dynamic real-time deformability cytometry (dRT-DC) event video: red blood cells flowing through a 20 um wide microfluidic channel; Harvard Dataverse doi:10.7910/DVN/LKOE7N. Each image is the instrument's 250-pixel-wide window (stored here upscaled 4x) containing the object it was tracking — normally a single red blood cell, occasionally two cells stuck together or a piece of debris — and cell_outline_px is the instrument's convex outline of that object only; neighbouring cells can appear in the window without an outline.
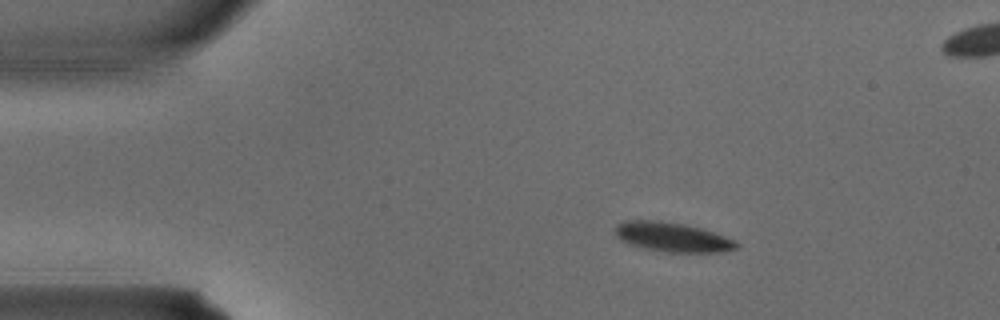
{"species": "common noctule bat (a hibernating species)", "species_latin": "Nyctalus noctula", "temperature_condition": "warm", "stored_images_in_passage": 3, "camera_frame_rate_fps": 3000, "um_per_image_px": 0.085, "animal": {"sex": "male", "body_mass_g": 15.6}, "frame": {"image": 1, "passage_image": 1, "time_ms": 0.0, "image_size_px": [1000, 320], "cell_outline_px": [[740, 248], [716, 252], [668, 252], [644, 248], [628, 244], [620, 240], [616, 236], [616, 224], [628, 220], [660, 220], [684, 224], [700, 228], [736, 240], [740, 244]], "centroid_in_image_um": [57.15, 20.15], "position_along_channel_um": 27.8, "area_um2": 20.81}}